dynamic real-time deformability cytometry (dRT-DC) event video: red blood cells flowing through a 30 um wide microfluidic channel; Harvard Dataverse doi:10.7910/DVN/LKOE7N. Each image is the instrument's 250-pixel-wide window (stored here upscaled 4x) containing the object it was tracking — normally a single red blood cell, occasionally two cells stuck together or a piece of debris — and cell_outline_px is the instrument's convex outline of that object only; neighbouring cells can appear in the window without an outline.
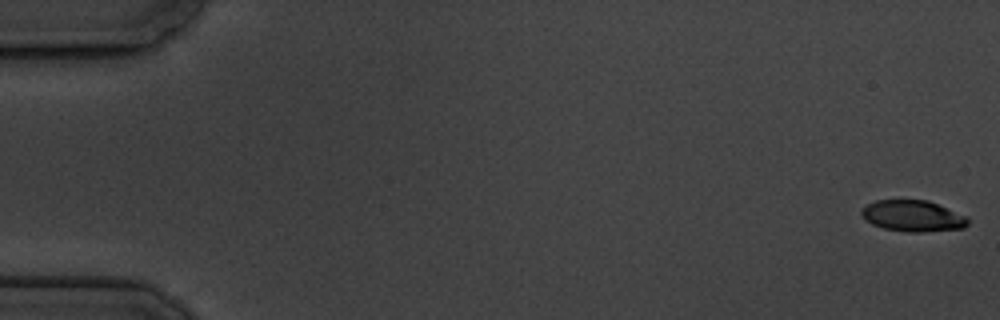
{"species": "common noctule bat (a hibernating species)", "species_latin": "Nyctalus noctula", "temperature_condition": "cold", "stored_images_in_passage": 5, "camera_frame_rate_fps": 3000, "um_per_image_px": 0.085, "animal": {"sex": "male", "body_mass_g": 19.5, "forearm_length_mm": 54.6}, "frame": {"image": 1, "passage_image": 1, "time_ms": 0.0, "image_size_px": [1000, 320], "cell_outline_px": [[968, 224], [964, 228], [920, 232], [908, 232], [884, 228], [872, 224], [864, 220], [860, 212], [868, 204], [876, 200], [928, 200], [968, 216]], "centroid_in_image_um": [77.6, 18.35], "position_along_channel_um": 7.4, "area_um2": 19.36}}
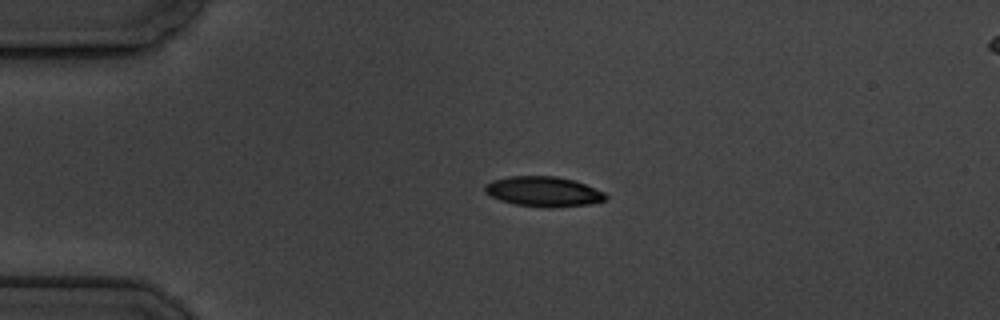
{"frame": {"image": 2, "passage_image": 4, "time_ms": 4.333, "image_size_px": [1000, 320], "cell_outline_px": [[608, 196], [604, 200], [588, 204], [552, 208], [548, 208], [516, 204], [500, 200], [484, 192], [484, 184], [492, 180], [508, 176], [556, 176], [572, 180], [584, 184], [604, 192]], "centroid_in_image_um": [46.16, 16.28], "position_along_channel_um": 38.8, "area_um2": 21.04}}